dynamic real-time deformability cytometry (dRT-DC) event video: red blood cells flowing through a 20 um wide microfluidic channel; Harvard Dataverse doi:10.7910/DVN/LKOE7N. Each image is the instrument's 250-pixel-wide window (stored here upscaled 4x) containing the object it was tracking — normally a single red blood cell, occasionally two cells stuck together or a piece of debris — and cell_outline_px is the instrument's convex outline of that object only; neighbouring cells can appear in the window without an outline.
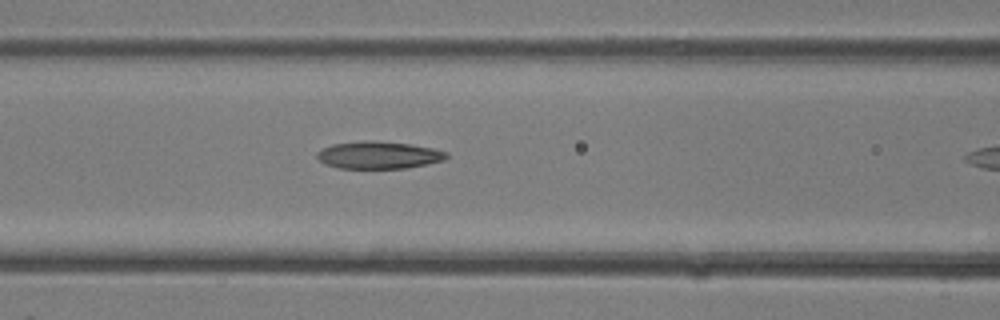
{"species": "common noctule bat (a hibernating species)", "species_latin": "Nyctalus noctula", "temperature_condition": "room temperature", "stored_images_in_passage": 7, "camera_frame_rate_fps": 3000, "um_per_image_px": 0.085, "animal": {"sex": "female"}, "frame": {"image": 1, "passage_image": 6, "time_ms": 1.667, "image_size_px": [1000, 320], "cell_outline_px": [[448, 156], [444, 160], [408, 168], [340, 168], [324, 164], [316, 156], [316, 152], [332, 144], [368, 140], [372, 140], [412, 144], [432, 148], [448, 152]], "centroid_in_image_um": [32.19, 13.18], "position_along_channel_um": 134.4, "area_um2": 20.63}}